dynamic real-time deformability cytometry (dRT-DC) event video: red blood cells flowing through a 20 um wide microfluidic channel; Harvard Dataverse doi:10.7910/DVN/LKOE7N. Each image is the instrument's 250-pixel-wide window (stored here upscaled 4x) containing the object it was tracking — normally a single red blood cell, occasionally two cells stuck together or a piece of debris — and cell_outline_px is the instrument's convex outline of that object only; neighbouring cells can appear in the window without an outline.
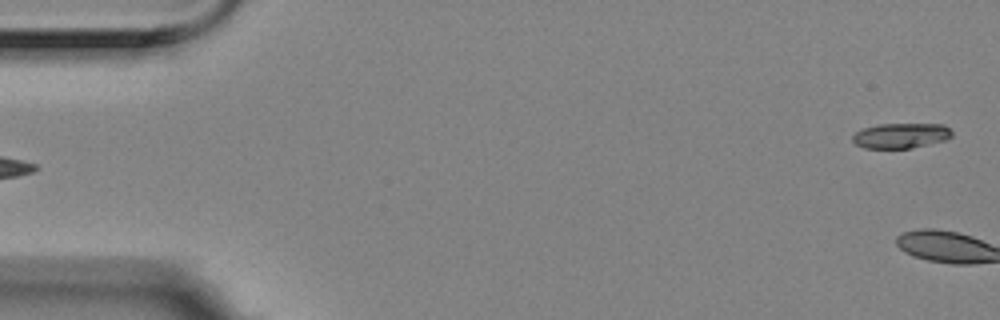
{"species": "Egyptian fruit bat (a non-hibernating species)", "species_latin": "Rousettus aegyptiacus", "temperature_condition": "room temperature", "stored_images_in_passage": 4, "segment_of_instrument_passage": [2, 2], "camera_frame_rate_fps": 3000, "um_per_image_px": 0.085, "animal": {"sex": "female"}, "frame": {"image": 1, "passage_image": 4, "time_ms": 1.0, "image_size_px": [1000, 320], "cell_outline_px": [[952, 136], [944, 140], [912, 148], [864, 148], [856, 144], [852, 140], [852, 136], [860, 128], [880, 124], [944, 124], [952, 132]], "centroid_in_image_um": [76.54, 11.52], "position_along_channel_um": 8.5, "area_um2": 14.57}}